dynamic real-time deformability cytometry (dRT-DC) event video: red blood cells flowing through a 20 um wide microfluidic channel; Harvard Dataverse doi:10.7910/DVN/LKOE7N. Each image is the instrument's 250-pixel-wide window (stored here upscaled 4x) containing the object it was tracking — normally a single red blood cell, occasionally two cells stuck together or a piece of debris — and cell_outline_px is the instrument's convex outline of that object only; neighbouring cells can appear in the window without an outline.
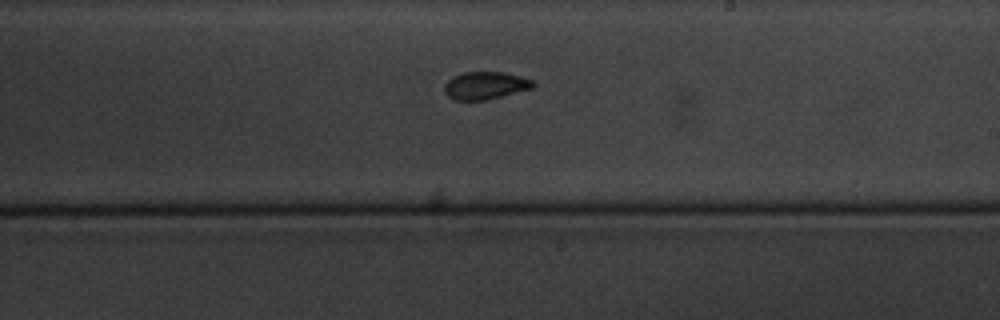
{"species": "common noctule bat (a hibernating species)", "species_latin": "Nyctalus noctula", "temperature_condition": "cold", "stored_images_in_passage": 11, "segment_of_instrument_passage": [2, 2], "camera_frame_rate_fps": 3000, "um_per_image_px": 0.085, "animal": {"sex": "male", "body_mass_g": 20.1, "forearm_length_mm": 53.5}, "frame": {"image": 1, "passage_image": 11, "time_ms": 11.667, "image_size_px": [1000, 320], "cell_outline_px": [[536, 84], [532, 88], [488, 100], [456, 100], [448, 96], [444, 92], [444, 84], [452, 76], [464, 72], [508, 72], [532, 80]], "centroid_in_image_um": [41.25, 7.26], "position_along_channel_um": 247.8, "area_um2": 14.39}}